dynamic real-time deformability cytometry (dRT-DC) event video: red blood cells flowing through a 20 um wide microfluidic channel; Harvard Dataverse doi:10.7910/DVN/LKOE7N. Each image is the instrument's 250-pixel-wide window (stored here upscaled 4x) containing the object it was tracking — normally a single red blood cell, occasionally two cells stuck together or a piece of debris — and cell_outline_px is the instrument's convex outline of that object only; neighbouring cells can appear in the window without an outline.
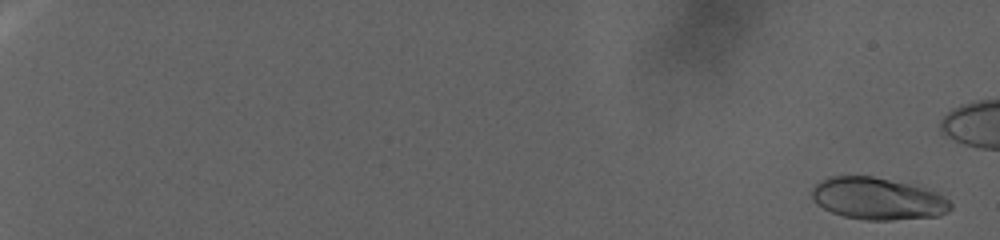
{"species": "human", "species_latin": "Homo sapiens", "temperature_condition": "warm", "stored_images_in_passage": 110, "camera_frame_rate_fps": 3000, "um_per_image_px": 0.085, "donor": {"sex": "female"}, "frame": {"image": 1, "passage_image": 4, "time_ms": 1.0, "image_size_px": [1000, 240], "cell_outline_px": [[952, 208], [948, 212], [936, 216], [892, 220], [864, 220], [844, 216], [832, 212], [816, 204], [812, 200], [812, 188], [820, 180], [828, 176], [872, 176], [928, 188], [944, 196], [952, 204]], "centroid_in_image_um": [74.6, 16.88], "position_along_channel_um": 10.4, "area_um2": 34.1}}
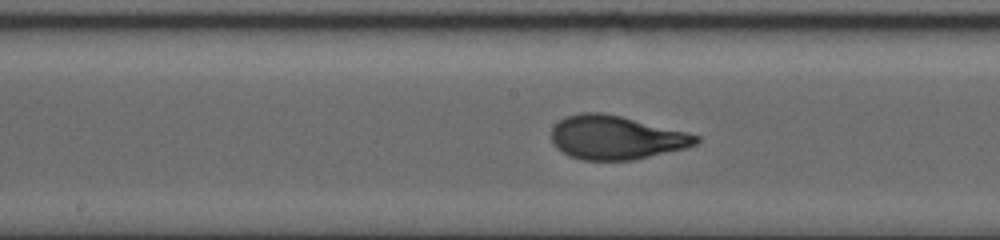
{"frame": {"image": 2, "passage_image": 70, "time_ms": 23.0, "image_size_px": [1000, 240], "cell_outline_px": [[700, 140], [696, 144], [684, 148], [632, 160], [580, 160], [568, 156], [556, 148], [552, 144], [552, 128], [560, 120], [568, 116], [580, 112], [600, 112], [620, 116], [688, 132], [700, 136]], "centroid_in_image_um": [52.33, 11.69], "position_along_channel_um": 195.9, "area_um2": 36.76}}
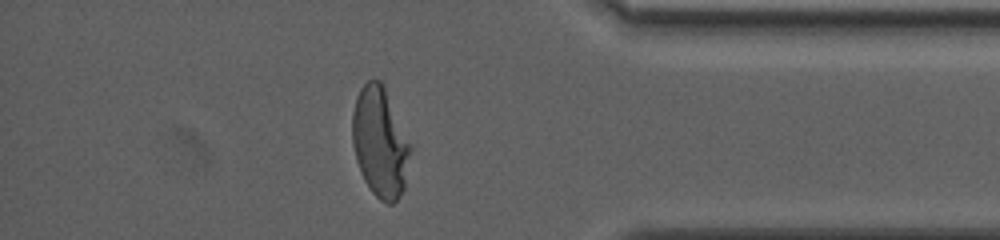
{"frame": {"image": 3, "passage_image": 103, "time_ms": 34.0, "image_size_px": [1000, 240], "cell_outline_px": [[412, 148], [404, 188], [400, 196], [392, 204], [388, 204], [380, 200], [372, 192], [364, 180], [360, 172], [356, 160], [352, 144], [352, 112], [356, 96], [360, 88], [372, 76], [380, 80], [384, 88]], "centroid_in_image_um": [32.28, 12.1], "position_along_channel_um": 402.9, "area_um2": 37.17}}